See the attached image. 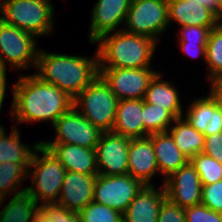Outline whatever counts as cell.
Returning a JSON list of instances; mask_svg holds the SVG:
<instances>
[{
	"label": "cell",
	"mask_w": 222,
	"mask_h": 222,
	"mask_svg": "<svg viewBox=\"0 0 222 222\" xmlns=\"http://www.w3.org/2000/svg\"><path fill=\"white\" fill-rule=\"evenodd\" d=\"M163 185L170 202L184 208L201 204V180L190 162L166 178Z\"/></svg>",
	"instance_id": "obj_13"
},
{
	"label": "cell",
	"mask_w": 222,
	"mask_h": 222,
	"mask_svg": "<svg viewBox=\"0 0 222 222\" xmlns=\"http://www.w3.org/2000/svg\"><path fill=\"white\" fill-rule=\"evenodd\" d=\"M124 31L152 38L169 26L167 0H132L127 12Z\"/></svg>",
	"instance_id": "obj_7"
},
{
	"label": "cell",
	"mask_w": 222,
	"mask_h": 222,
	"mask_svg": "<svg viewBox=\"0 0 222 222\" xmlns=\"http://www.w3.org/2000/svg\"><path fill=\"white\" fill-rule=\"evenodd\" d=\"M36 68L39 72L35 74L40 79L74 99L98 77V53L91 59L39 50Z\"/></svg>",
	"instance_id": "obj_2"
},
{
	"label": "cell",
	"mask_w": 222,
	"mask_h": 222,
	"mask_svg": "<svg viewBox=\"0 0 222 222\" xmlns=\"http://www.w3.org/2000/svg\"><path fill=\"white\" fill-rule=\"evenodd\" d=\"M35 40L33 34L0 19V65L6 68L7 61L13 69L37 67L39 50L36 48Z\"/></svg>",
	"instance_id": "obj_8"
},
{
	"label": "cell",
	"mask_w": 222,
	"mask_h": 222,
	"mask_svg": "<svg viewBox=\"0 0 222 222\" xmlns=\"http://www.w3.org/2000/svg\"><path fill=\"white\" fill-rule=\"evenodd\" d=\"M168 20L182 26L208 27L210 30L221 21L208 7L195 0H167Z\"/></svg>",
	"instance_id": "obj_17"
},
{
	"label": "cell",
	"mask_w": 222,
	"mask_h": 222,
	"mask_svg": "<svg viewBox=\"0 0 222 222\" xmlns=\"http://www.w3.org/2000/svg\"><path fill=\"white\" fill-rule=\"evenodd\" d=\"M11 116L21 122L56 120L73 107L74 99L56 86L43 81L36 74L20 75L13 85Z\"/></svg>",
	"instance_id": "obj_1"
},
{
	"label": "cell",
	"mask_w": 222,
	"mask_h": 222,
	"mask_svg": "<svg viewBox=\"0 0 222 222\" xmlns=\"http://www.w3.org/2000/svg\"><path fill=\"white\" fill-rule=\"evenodd\" d=\"M218 2V19L222 22V0H217Z\"/></svg>",
	"instance_id": "obj_42"
},
{
	"label": "cell",
	"mask_w": 222,
	"mask_h": 222,
	"mask_svg": "<svg viewBox=\"0 0 222 222\" xmlns=\"http://www.w3.org/2000/svg\"><path fill=\"white\" fill-rule=\"evenodd\" d=\"M20 140V132L16 126L11 129L9 136L3 131L0 135V163H21L28 170L33 153L40 142L34 143L32 148Z\"/></svg>",
	"instance_id": "obj_25"
},
{
	"label": "cell",
	"mask_w": 222,
	"mask_h": 222,
	"mask_svg": "<svg viewBox=\"0 0 222 222\" xmlns=\"http://www.w3.org/2000/svg\"><path fill=\"white\" fill-rule=\"evenodd\" d=\"M175 117L165 108L149 104L143 99L144 137L153 133L168 131ZM172 122V123H171Z\"/></svg>",
	"instance_id": "obj_27"
},
{
	"label": "cell",
	"mask_w": 222,
	"mask_h": 222,
	"mask_svg": "<svg viewBox=\"0 0 222 222\" xmlns=\"http://www.w3.org/2000/svg\"><path fill=\"white\" fill-rule=\"evenodd\" d=\"M205 62L210 71L209 80L222 77V22L210 30Z\"/></svg>",
	"instance_id": "obj_28"
},
{
	"label": "cell",
	"mask_w": 222,
	"mask_h": 222,
	"mask_svg": "<svg viewBox=\"0 0 222 222\" xmlns=\"http://www.w3.org/2000/svg\"><path fill=\"white\" fill-rule=\"evenodd\" d=\"M36 222H43V221L38 217Z\"/></svg>",
	"instance_id": "obj_45"
},
{
	"label": "cell",
	"mask_w": 222,
	"mask_h": 222,
	"mask_svg": "<svg viewBox=\"0 0 222 222\" xmlns=\"http://www.w3.org/2000/svg\"><path fill=\"white\" fill-rule=\"evenodd\" d=\"M95 3L88 36L92 44L101 36L118 31V26L125 23L132 0H98Z\"/></svg>",
	"instance_id": "obj_14"
},
{
	"label": "cell",
	"mask_w": 222,
	"mask_h": 222,
	"mask_svg": "<svg viewBox=\"0 0 222 222\" xmlns=\"http://www.w3.org/2000/svg\"><path fill=\"white\" fill-rule=\"evenodd\" d=\"M150 68L99 67V75L119 100L144 99L150 81L158 73Z\"/></svg>",
	"instance_id": "obj_10"
},
{
	"label": "cell",
	"mask_w": 222,
	"mask_h": 222,
	"mask_svg": "<svg viewBox=\"0 0 222 222\" xmlns=\"http://www.w3.org/2000/svg\"><path fill=\"white\" fill-rule=\"evenodd\" d=\"M159 173L151 134L146 137L131 138L128 149V174L145 185H152L151 179Z\"/></svg>",
	"instance_id": "obj_16"
},
{
	"label": "cell",
	"mask_w": 222,
	"mask_h": 222,
	"mask_svg": "<svg viewBox=\"0 0 222 222\" xmlns=\"http://www.w3.org/2000/svg\"><path fill=\"white\" fill-rule=\"evenodd\" d=\"M181 51H183L187 56L197 57L203 56L204 61L206 59V44H188L179 43Z\"/></svg>",
	"instance_id": "obj_38"
},
{
	"label": "cell",
	"mask_w": 222,
	"mask_h": 222,
	"mask_svg": "<svg viewBox=\"0 0 222 222\" xmlns=\"http://www.w3.org/2000/svg\"><path fill=\"white\" fill-rule=\"evenodd\" d=\"M65 167L72 171L87 175H98L96 150L74 144H42Z\"/></svg>",
	"instance_id": "obj_18"
},
{
	"label": "cell",
	"mask_w": 222,
	"mask_h": 222,
	"mask_svg": "<svg viewBox=\"0 0 222 222\" xmlns=\"http://www.w3.org/2000/svg\"><path fill=\"white\" fill-rule=\"evenodd\" d=\"M7 68H4L0 65V110L3 106L4 97L6 95V70Z\"/></svg>",
	"instance_id": "obj_40"
},
{
	"label": "cell",
	"mask_w": 222,
	"mask_h": 222,
	"mask_svg": "<svg viewBox=\"0 0 222 222\" xmlns=\"http://www.w3.org/2000/svg\"><path fill=\"white\" fill-rule=\"evenodd\" d=\"M203 153L222 164V132L205 135Z\"/></svg>",
	"instance_id": "obj_37"
},
{
	"label": "cell",
	"mask_w": 222,
	"mask_h": 222,
	"mask_svg": "<svg viewBox=\"0 0 222 222\" xmlns=\"http://www.w3.org/2000/svg\"><path fill=\"white\" fill-rule=\"evenodd\" d=\"M201 5H204L208 8H210L217 16L218 18V2L217 0H195Z\"/></svg>",
	"instance_id": "obj_41"
},
{
	"label": "cell",
	"mask_w": 222,
	"mask_h": 222,
	"mask_svg": "<svg viewBox=\"0 0 222 222\" xmlns=\"http://www.w3.org/2000/svg\"><path fill=\"white\" fill-rule=\"evenodd\" d=\"M96 42L99 44V67L116 68L150 67L158 45L150 37L129 33L122 28L101 36Z\"/></svg>",
	"instance_id": "obj_3"
},
{
	"label": "cell",
	"mask_w": 222,
	"mask_h": 222,
	"mask_svg": "<svg viewBox=\"0 0 222 222\" xmlns=\"http://www.w3.org/2000/svg\"><path fill=\"white\" fill-rule=\"evenodd\" d=\"M159 172L166 178L185 166L189 159L176 146L171 134L166 132L151 134Z\"/></svg>",
	"instance_id": "obj_22"
},
{
	"label": "cell",
	"mask_w": 222,
	"mask_h": 222,
	"mask_svg": "<svg viewBox=\"0 0 222 222\" xmlns=\"http://www.w3.org/2000/svg\"><path fill=\"white\" fill-rule=\"evenodd\" d=\"M96 175L66 171L57 204L79 212L93 201Z\"/></svg>",
	"instance_id": "obj_15"
},
{
	"label": "cell",
	"mask_w": 222,
	"mask_h": 222,
	"mask_svg": "<svg viewBox=\"0 0 222 222\" xmlns=\"http://www.w3.org/2000/svg\"><path fill=\"white\" fill-rule=\"evenodd\" d=\"M2 1V2H1ZM0 19L35 37L53 32L54 7L48 0H1Z\"/></svg>",
	"instance_id": "obj_5"
},
{
	"label": "cell",
	"mask_w": 222,
	"mask_h": 222,
	"mask_svg": "<svg viewBox=\"0 0 222 222\" xmlns=\"http://www.w3.org/2000/svg\"><path fill=\"white\" fill-rule=\"evenodd\" d=\"M112 132L129 137H144L143 99L119 100Z\"/></svg>",
	"instance_id": "obj_21"
},
{
	"label": "cell",
	"mask_w": 222,
	"mask_h": 222,
	"mask_svg": "<svg viewBox=\"0 0 222 222\" xmlns=\"http://www.w3.org/2000/svg\"><path fill=\"white\" fill-rule=\"evenodd\" d=\"M40 152L41 157L38 155ZM28 174L32 179V186H26V192L41 205L53 204L58 202V198L62 189L65 167L51 153L49 149L39 144L33 153ZM32 176V177H31Z\"/></svg>",
	"instance_id": "obj_4"
},
{
	"label": "cell",
	"mask_w": 222,
	"mask_h": 222,
	"mask_svg": "<svg viewBox=\"0 0 222 222\" xmlns=\"http://www.w3.org/2000/svg\"><path fill=\"white\" fill-rule=\"evenodd\" d=\"M168 132L171 134L176 146L190 160L203 152L205 135L194 127L183 117L176 118Z\"/></svg>",
	"instance_id": "obj_24"
},
{
	"label": "cell",
	"mask_w": 222,
	"mask_h": 222,
	"mask_svg": "<svg viewBox=\"0 0 222 222\" xmlns=\"http://www.w3.org/2000/svg\"><path fill=\"white\" fill-rule=\"evenodd\" d=\"M160 190L153 184L145 185L123 213V222H157L160 206L166 199L164 185Z\"/></svg>",
	"instance_id": "obj_19"
},
{
	"label": "cell",
	"mask_w": 222,
	"mask_h": 222,
	"mask_svg": "<svg viewBox=\"0 0 222 222\" xmlns=\"http://www.w3.org/2000/svg\"><path fill=\"white\" fill-rule=\"evenodd\" d=\"M118 102L109 85L98 75L74 98L73 106L102 132H108L112 131Z\"/></svg>",
	"instance_id": "obj_6"
},
{
	"label": "cell",
	"mask_w": 222,
	"mask_h": 222,
	"mask_svg": "<svg viewBox=\"0 0 222 222\" xmlns=\"http://www.w3.org/2000/svg\"><path fill=\"white\" fill-rule=\"evenodd\" d=\"M145 184L130 174H98L94 186L93 201L124 213Z\"/></svg>",
	"instance_id": "obj_9"
},
{
	"label": "cell",
	"mask_w": 222,
	"mask_h": 222,
	"mask_svg": "<svg viewBox=\"0 0 222 222\" xmlns=\"http://www.w3.org/2000/svg\"><path fill=\"white\" fill-rule=\"evenodd\" d=\"M209 81L212 85L209 95L215 101L217 107L222 110V77Z\"/></svg>",
	"instance_id": "obj_39"
},
{
	"label": "cell",
	"mask_w": 222,
	"mask_h": 222,
	"mask_svg": "<svg viewBox=\"0 0 222 222\" xmlns=\"http://www.w3.org/2000/svg\"><path fill=\"white\" fill-rule=\"evenodd\" d=\"M178 43L207 44L210 29L200 26H182Z\"/></svg>",
	"instance_id": "obj_35"
},
{
	"label": "cell",
	"mask_w": 222,
	"mask_h": 222,
	"mask_svg": "<svg viewBox=\"0 0 222 222\" xmlns=\"http://www.w3.org/2000/svg\"><path fill=\"white\" fill-rule=\"evenodd\" d=\"M29 177L28 170L21 163H0V192L4 197L8 195H18L26 191V187L17 190L18 185ZM17 188V189H16ZM17 190V192H15Z\"/></svg>",
	"instance_id": "obj_29"
},
{
	"label": "cell",
	"mask_w": 222,
	"mask_h": 222,
	"mask_svg": "<svg viewBox=\"0 0 222 222\" xmlns=\"http://www.w3.org/2000/svg\"><path fill=\"white\" fill-rule=\"evenodd\" d=\"M201 204L222 213V180L202 186Z\"/></svg>",
	"instance_id": "obj_33"
},
{
	"label": "cell",
	"mask_w": 222,
	"mask_h": 222,
	"mask_svg": "<svg viewBox=\"0 0 222 222\" xmlns=\"http://www.w3.org/2000/svg\"><path fill=\"white\" fill-rule=\"evenodd\" d=\"M186 222H222V213L202 204L185 208Z\"/></svg>",
	"instance_id": "obj_34"
},
{
	"label": "cell",
	"mask_w": 222,
	"mask_h": 222,
	"mask_svg": "<svg viewBox=\"0 0 222 222\" xmlns=\"http://www.w3.org/2000/svg\"><path fill=\"white\" fill-rule=\"evenodd\" d=\"M189 162L199 174L202 186L222 180V164L211 156L202 152L191 158Z\"/></svg>",
	"instance_id": "obj_30"
},
{
	"label": "cell",
	"mask_w": 222,
	"mask_h": 222,
	"mask_svg": "<svg viewBox=\"0 0 222 222\" xmlns=\"http://www.w3.org/2000/svg\"><path fill=\"white\" fill-rule=\"evenodd\" d=\"M56 138L40 144H74L85 148H96L103 133L89 122L74 106L61 115L52 125Z\"/></svg>",
	"instance_id": "obj_11"
},
{
	"label": "cell",
	"mask_w": 222,
	"mask_h": 222,
	"mask_svg": "<svg viewBox=\"0 0 222 222\" xmlns=\"http://www.w3.org/2000/svg\"><path fill=\"white\" fill-rule=\"evenodd\" d=\"M157 222H186L185 208L166 198L160 206Z\"/></svg>",
	"instance_id": "obj_36"
},
{
	"label": "cell",
	"mask_w": 222,
	"mask_h": 222,
	"mask_svg": "<svg viewBox=\"0 0 222 222\" xmlns=\"http://www.w3.org/2000/svg\"><path fill=\"white\" fill-rule=\"evenodd\" d=\"M5 129L3 128V126H0V135L3 133Z\"/></svg>",
	"instance_id": "obj_44"
},
{
	"label": "cell",
	"mask_w": 222,
	"mask_h": 222,
	"mask_svg": "<svg viewBox=\"0 0 222 222\" xmlns=\"http://www.w3.org/2000/svg\"><path fill=\"white\" fill-rule=\"evenodd\" d=\"M39 218L43 222H81L78 212L57 203L40 205Z\"/></svg>",
	"instance_id": "obj_32"
},
{
	"label": "cell",
	"mask_w": 222,
	"mask_h": 222,
	"mask_svg": "<svg viewBox=\"0 0 222 222\" xmlns=\"http://www.w3.org/2000/svg\"><path fill=\"white\" fill-rule=\"evenodd\" d=\"M158 73L150 81L144 101L157 105L159 108H165L175 118L183 117V109L181 106L179 92L171 82L165 80L161 81L162 74Z\"/></svg>",
	"instance_id": "obj_23"
},
{
	"label": "cell",
	"mask_w": 222,
	"mask_h": 222,
	"mask_svg": "<svg viewBox=\"0 0 222 222\" xmlns=\"http://www.w3.org/2000/svg\"><path fill=\"white\" fill-rule=\"evenodd\" d=\"M12 196L0 212V222H35L40 211L35 200L26 191Z\"/></svg>",
	"instance_id": "obj_26"
},
{
	"label": "cell",
	"mask_w": 222,
	"mask_h": 222,
	"mask_svg": "<svg viewBox=\"0 0 222 222\" xmlns=\"http://www.w3.org/2000/svg\"><path fill=\"white\" fill-rule=\"evenodd\" d=\"M81 222H123V213L92 201L78 212Z\"/></svg>",
	"instance_id": "obj_31"
},
{
	"label": "cell",
	"mask_w": 222,
	"mask_h": 222,
	"mask_svg": "<svg viewBox=\"0 0 222 222\" xmlns=\"http://www.w3.org/2000/svg\"><path fill=\"white\" fill-rule=\"evenodd\" d=\"M4 199L6 200V197H4L3 194H1V192H0V206H1V204L4 203Z\"/></svg>",
	"instance_id": "obj_43"
},
{
	"label": "cell",
	"mask_w": 222,
	"mask_h": 222,
	"mask_svg": "<svg viewBox=\"0 0 222 222\" xmlns=\"http://www.w3.org/2000/svg\"><path fill=\"white\" fill-rule=\"evenodd\" d=\"M188 108L183 118L196 130L204 135L222 132V110L210 95L195 99Z\"/></svg>",
	"instance_id": "obj_20"
},
{
	"label": "cell",
	"mask_w": 222,
	"mask_h": 222,
	"mask_svg": "<svg viewBox=\"0 0 222 222\" xmlns=\"http://www.w3.org/2000/svg\"><path fill=\"white\" fill-rule=\"evenodd\" d=\"M130 141L131 138L112 131L101 134L99 143L95 148L98 174L108 176L128 174Z\"/></svg>",
	"instance_id": "obj_12"
}]
</instances>
